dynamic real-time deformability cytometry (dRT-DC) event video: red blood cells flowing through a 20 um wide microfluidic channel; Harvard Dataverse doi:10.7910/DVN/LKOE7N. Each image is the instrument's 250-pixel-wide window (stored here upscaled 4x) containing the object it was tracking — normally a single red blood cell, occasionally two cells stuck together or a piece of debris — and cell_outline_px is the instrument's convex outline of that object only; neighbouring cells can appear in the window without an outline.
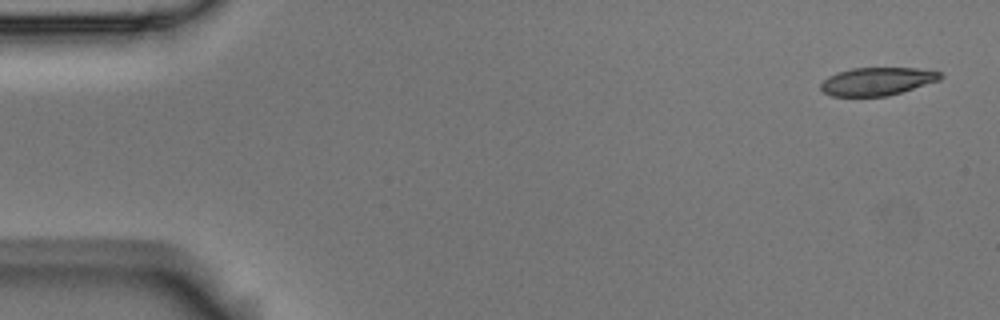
{"species": "Egyptian fruit bat (a non-hibernating species)", "species_latin": "Rousettus aegyptiacus", "temperature_condition": "room temperature", "stored_images_in_passage": 5, "camera_frame_rate_fps": 3000, "um_per_image_px": 0.085, "animal": {"sex": "male"}, "frame": {"image": 1, "passage_image": 1, "time_ms": 0.0, "image_size_px": [1000, 320], "cell_outline_px": [[944, 76], [940, 80], [888, 96], [832, 96], [824, 92], [820, 88], [820, 84], [828, 76], [836, 72], [852, 68], [916, 68], [940, 72]], "centroid_in_image_um": [74.55, 6.91], "position_along_channel_um": 10.5, "area_um2": 19.48}}